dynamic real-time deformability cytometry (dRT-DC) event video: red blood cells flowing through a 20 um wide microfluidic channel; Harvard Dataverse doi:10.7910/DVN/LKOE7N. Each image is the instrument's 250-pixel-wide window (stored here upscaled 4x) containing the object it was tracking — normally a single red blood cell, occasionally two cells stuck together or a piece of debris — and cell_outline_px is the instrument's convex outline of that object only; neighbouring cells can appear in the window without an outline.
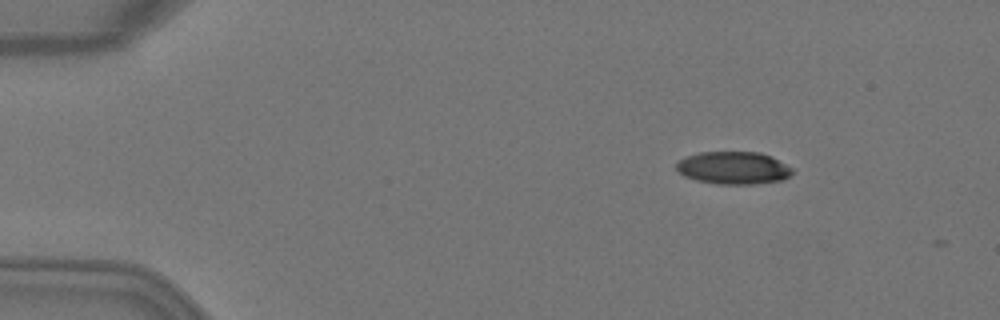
{"species": "Egyptian fruit bat (a non-hibernating species)", "species_latin": "Rousettus aegyptiacus", "temperature_condition": "warm", "stored_images_in_passage": 3, "camera_frame_rate_fps": 3000, "um_per_image_px": 0.085, "animal": {"sex": "female"}, "frame": {"image": 1, "passage_image": 1, "time_ms": 0.0, "image_size_px": [1000, 320], "cell_outline_px": [[792, 172], [784, 180], [756, 184], [716, 184], [696, 180], [684, 176], [676, 168], [676, 164], [680, 160], [688, 156], [700, 152], [760, 152], [772, 156], [792, 168]], "centroid_in_image_um": [62.36, 14.27], "position_along_channel_um": 22.6, "area_um2": 22.02}}